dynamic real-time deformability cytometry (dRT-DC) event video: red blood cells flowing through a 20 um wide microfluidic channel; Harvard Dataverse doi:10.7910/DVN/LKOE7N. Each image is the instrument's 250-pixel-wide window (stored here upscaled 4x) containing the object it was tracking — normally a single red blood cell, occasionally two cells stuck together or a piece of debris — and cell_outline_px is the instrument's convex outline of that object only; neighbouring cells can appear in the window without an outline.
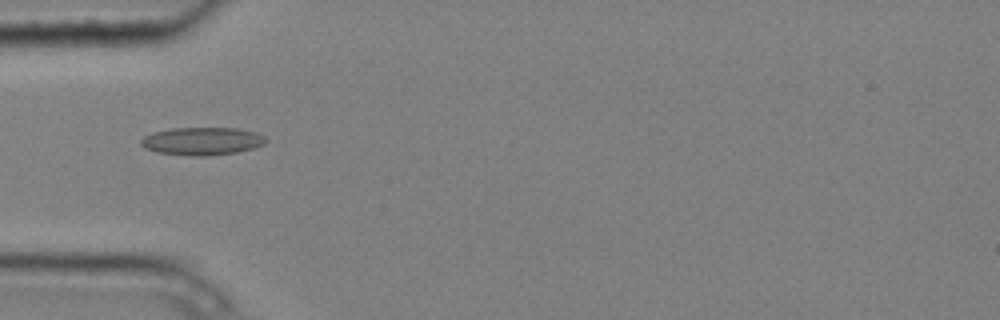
{"species": "common noctule bat (a hibernating species)", "species_latin": "Nyctalus noctula", "temperature_condition": "cold", "stored_images_in_passage": 5, "camera_frame_rate_fps": 3000, "um_per_image_px": 0.085, "animal": {"sex": "male", "body_mass_g": 20.4}, "frame": {"image": 1, "passage_image": 3, "time_ms": 0.667, "image_size_px": [1000, 320], "cell_outline_px": [[268, 140], [264, 144], [252, 148], [236, 152], [208, 156], [192, 156], [156, 152], [144, 148], [140, 144], [140, 140], [144, 136], [152, 132], [172, 128], [236, 128], [256, 132], [264, 136]], "centroid_in_image_um": [17.15, 11.99], "position_along_channel_um": 67.8, "area_um2": 20.35}}
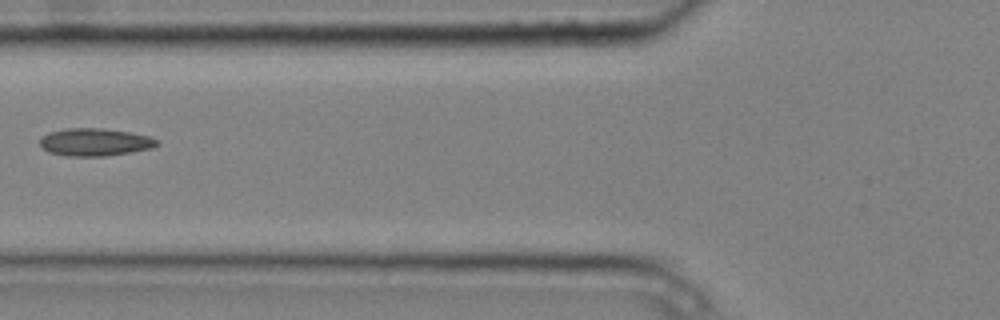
{"frame": {"image": 2, "passage_image": 4, "time_ms": 1.0, "image_size_px": [1000, 320], "cell_outline_px": [[160, 144], [152, 148], [132, 152], [104, 156], [64, 156], [48, 152], [40, 148], [40, 140], [48, 132], [64, 128], [104, 128], [128, 132], [148, 136], [160, 140]], "centroid_in_image_um": [8.06, 12.08], "position_along_channel_um": 117.7, "area_um2": 19.07}}
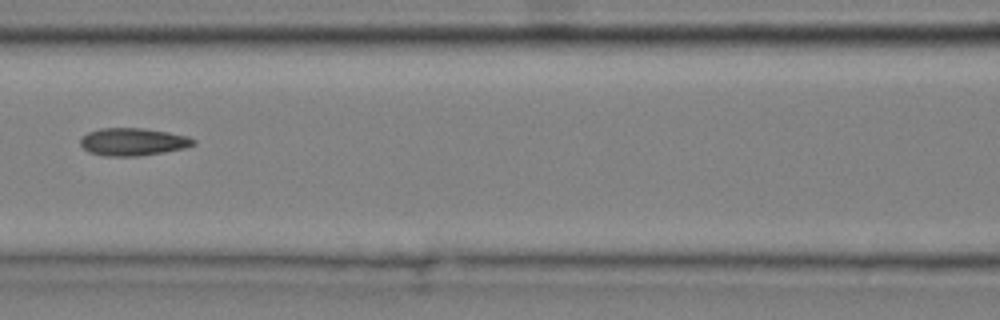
{"frame": {"image": 3, "passage_image": 5, "time_ms": 1.333, "image_size_px": [1000, 320], "cell_outline_px": [[196, 144], [184, 148], [164, 152], [140, 156], [104, 156], [88, 152], [80, 144], [80, 140], [88, 132], [100, 128], [144, 128], [168, 132], [188, 136], [196, 140]], "centroid_in_image_um": [11.31, 12.05], "position_along_channel_um": 155.3, "area_um2": 18.26}}